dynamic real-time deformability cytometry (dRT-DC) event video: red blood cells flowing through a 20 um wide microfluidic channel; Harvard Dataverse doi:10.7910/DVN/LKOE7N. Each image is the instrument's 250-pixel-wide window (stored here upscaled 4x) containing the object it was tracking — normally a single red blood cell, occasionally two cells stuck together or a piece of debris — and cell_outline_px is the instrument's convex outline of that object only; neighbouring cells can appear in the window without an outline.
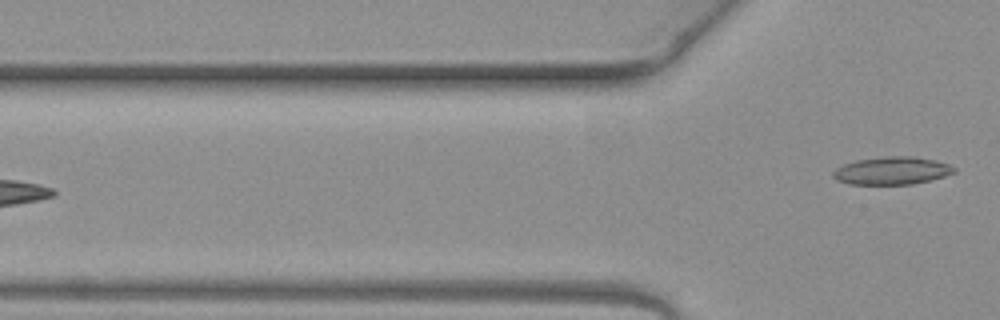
{"species": "common noctule bat (a hibernating species)", "species_latin": "Nyctalus noctula", "temperature_condition": "warm", "stored_images_in_passage": 6, "camera_frame_rate_fps": 3000, "um_per_image_px": 0.085, "animal": {"sex": "female", "body_mass_g": 19.3, "forearm_length_mm": 54.1}, "frame": {"image": 1, "passage_image": 6, "time_ms": 1.667, "image_size_px": [1000, 320], "cell_outline_px": [[956, 172], [944, 176], [912, 184], [848, 184], [836, 180], [832, 176], [832, 172], [836, 168], [844, 164], [856, 160], [884, 156], [912, 156], [936, 160], [948, 164], [956, 168]], "centroid_in_image_um": [75.79, 14.5], "position_along_channel_um": 50.0, "area_um2": 19.59}}